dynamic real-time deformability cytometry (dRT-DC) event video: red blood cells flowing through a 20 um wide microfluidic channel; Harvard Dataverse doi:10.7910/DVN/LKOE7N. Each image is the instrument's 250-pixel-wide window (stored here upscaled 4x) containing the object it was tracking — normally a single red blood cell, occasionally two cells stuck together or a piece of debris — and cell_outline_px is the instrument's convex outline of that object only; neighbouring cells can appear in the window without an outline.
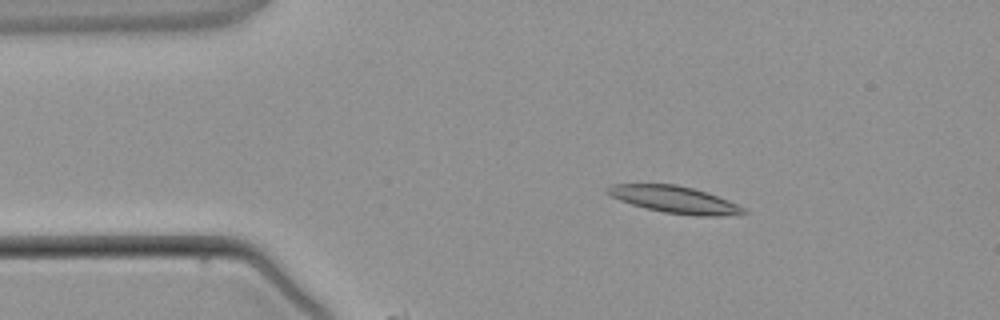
{"species": "common noctule bat (a hibernating species)", "species_latin": "Nyctalus noctula", "temperature_condition": "warm", "stored_images_in_passage": 8, "camera_frame_rate_fps": 3000, "um_per_image_px": 0.085, "animal": {"sex": "male", "body_mass_g": 21.5, "forearm_length_mm": 52.0}, "frame": {"image": 1, "passage_image": 3, "time_ms": 2.333, "image_size_px": [1000, 320], "cell_outline_px": [[748, 212], [724, 216], [696, 216], [664, 212], [632, 204], [620, 200], [604, 192], [604, 188], [612, 184], [676, 184], [692, 188], [728, 200], [744, 208]], "centroid_in_image_um": [57.3, 16.96], "position_along_channel_um": 27.7, "area_um2": 21.1}}
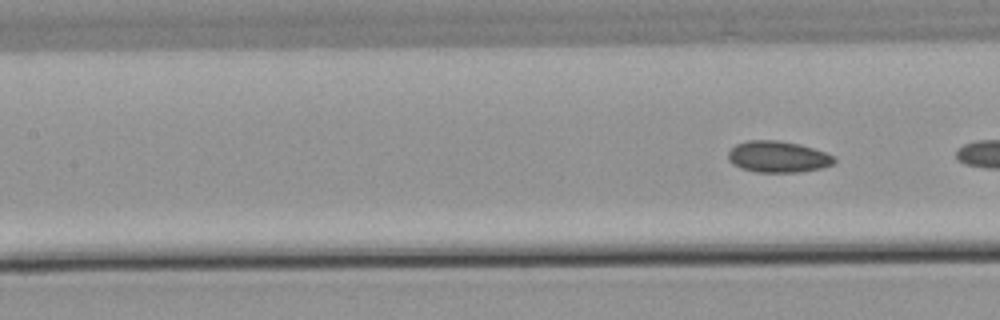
{"frame": {"image": 2, "passage_image": 8, "time_ms": 10.0, "image_size_px": [1000, 320], "cell_outline_px": [[836, 160], [832, 164], [824, 168], [800, 172], [756, 172], [740, 168], [732, 164], [728, 160], [728, 152], [736, 144], [748, 140], [780, 140], [800, 144], [824, 152], [832, 156]], "centroid_in_image_um": [66.1, 13.33], "position_along_channel_um": 141.3, "area_um2": 19.48}}